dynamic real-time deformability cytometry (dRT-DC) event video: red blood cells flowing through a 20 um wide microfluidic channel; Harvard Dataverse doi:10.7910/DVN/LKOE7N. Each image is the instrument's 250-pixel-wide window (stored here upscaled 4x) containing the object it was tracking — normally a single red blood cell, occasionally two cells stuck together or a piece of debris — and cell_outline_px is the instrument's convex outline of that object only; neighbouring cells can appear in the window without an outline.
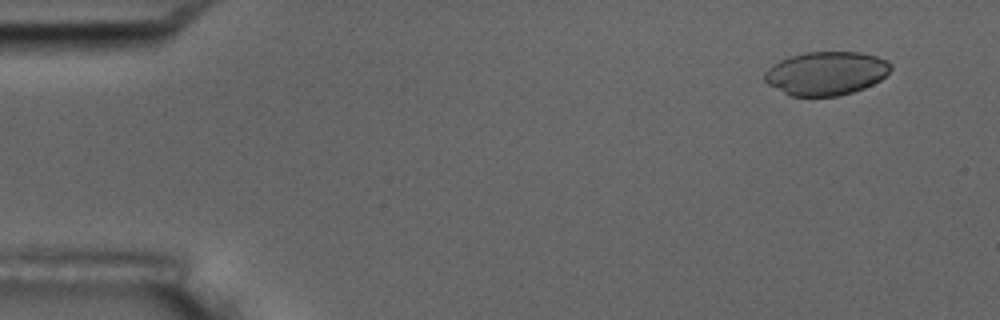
{"species": "common noctule bat (a hibernating species)", "species_latin": "Nyctalus noctula", "temperature_condition": "room temperature", "stored_images_in_passage": 4, "camera_frame_rate_fps": 3000, "um_per_image_px": 0.085, "animal": {"sex": "male", "body_mass_g": 17.5, "forearm_length_mm": 52.3}, "frame": {"image": 1, "passage_image": 1, "time_ms": 0.0, "image_size_px": [1000, 320], "cell_outline_px": [[892, 68], [880, 80], [864, 88], [840, 96], [792, 96], [768, 84], [764, 80], [764, 72], [772, 64], [780, 60], [792, 56], [808, 52], [860, 52], [876, 56], [888, 60], [892, 64]], "centroid_in_image_um": [70.23, 6.23], "position_along_channel_um": 14.8, "area_um2": 31.96}}